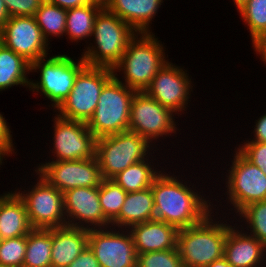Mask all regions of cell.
I'll use <instances>...</instances> for the list:
<instances>
[{"label": "cell", "mask_w": 266, "mask_h": 267, "mask_svg": "<svg viewBox=\"0 0 266 267\" xmlns=\"http://www.w3.org/2000/svg\"><path fill=\"white\" fill-rule=\"evenodd\" d=\"M158 39L153 32L136 33L121 60L112 68L114 76L137 92L145 91L159 70L170 60L165 53V43Z\"/></svg>", "instance_id": "obj_3"}, {"label": "cell", "mask_w": 266, "mask_h": 267, "mask_svg": "<svg viewBox=\"0 0 266 267\" xmlns=\"http://www.w3.org/2000/svg\"><path fill=\"white\" fill-rule=\"evenodd\" d=\"M176 116L170 109L160 105L144 91L136 92L131 102L128 131L146 138L153 146L160 149L161 145L158 148L155 143H159V141L164 143L162 142L163 138L177 137L178 131L180 132L178 121H175V118H178Z\"/></svg>", "instance_id": "obj_11"}, {"label": "cell", "mask_w": 266, "mask_h": 267, "mask_svg": "<svg viewBox=\"0 0 266 267\" xmlns=\"http://www.w3.org/2000/svg\"><path fill=\"white\" fill-rule=\"evenodd\" d=\"M127 196L113 179H103L99 186V202L104 216L112 222L120 213Z\"/></svg>", "instance_id": "obj_31"}, {"label": "cell", "mask_w": 266, "mask_h": 267, "mask_svg": "<svg viewBox=\"0 0 266 267\" xmlns=\"http://www.w3.org/2000/svg\"><path fill=\"white\" fill-rule=\"evenodd\" d=\"M1 43L30 64L48 56L51 48L34 16L9 17L1 27Z\"/></svg>", "instance_id": "obj_16"}, {"label": "cell", "mask_w": 266, "mask_h": 267, "mask_svg": "<svg viewBox=\"0 0 266 267\" xmlns=\"http://www.w3.org/2000/svg\"><path fill=\"white\" fill-rule=\"evenodd\" d=\"M0 112V160L4 163V159L16 154V149L13 143V133L10 129L9 123ZM11 154V155H10Z\"/></svg>", "instance_id": "obj_36"}, {"label": "cell", "mask_w": 266, "mask_h": 267, "mask_svg": "<svg viewBox=\"0 0 266 267\" xmlns=\"http://www.w3.org/2000/svg\"><path fill=\"white\" fill-rule=\"evenodd\" d=\"M216 207L217 205L213 204V210H216L217 215L212 211L198 224L178 230L177 249L183 267H206L223 257L227 231L234 224L235 219L232 217L228 219L226 211L224 213V210ZM219 210L222 211L220 213L222 216Z\"/></svg>", "instance_id": "obj_2"}, {"label": "cell", "mask_w": 266, "mask_h": 267, "mask_svg": "<svg viewBox=\"0 0 266 267\" xmlns=\"http://www.w3.org/2000/svg\"><path fill=\"white\" fill-rule=\"evenodd\" d=\"M137 91L113 76L103 87L87 126L96 138L128 131L131 102Z\"/></svg>", "instance_id": "obj_8"}, {"label": "cell", "mask_w": 266, "mask_h": 267, "mask_svg": "<svg viewBox=\"0 0 266 267\" xmlns=\"http://www.w3.org/2000/svg\"><path fill=\"white\" fill-rule=\"evenodd\" d=\"M231 165L226 170L224 181L225 197L228 216L232 213L233 218L247 205L266 201V175L256 165L250 162L236 147L232 153ZM227 188V189H226ZM230 204V205H229ZM228 206L230 209H228ZM233 211V212H232ZM232 212V213H231Z\"/></svg>", "instance_id": "obj_6"}, {"label": "cell", "mask_w": 266, "mask_h": 267, "mask_svg": "<svg viewBox=\"0 0 266 267\" xmlns=\"http://www.w3.org/2000/svg\"><path fill=\"white\" fill-rule=\"evenodd\" d=\"M88 246L101 267H137V253L128 229H90Z\"/></svg>", "instance_id": "obj_14"}, {"label": "cell", "mask_w": 266, "mask_h": 267, "mask_svg": "<svg viewBox=\"0 0 266 267\" xmlns=\"http://www.w3.org/2000/svg\"><path fill=\"white\" fill-rule=\"evenodd\" d=\"M137 267H183L178 249L137 254Z\"/></svg>", "instance_id": "obj_33"}, {"label": "cell", "mask_w": 266, "mask_h": 267, "mask_svg": "<svg viewBox=\"0 0 266 267\" xmlns=\"http://www.w3.org/2000/svg\"><path fill=\"white\" fill-rule=\"evenodd\" d=\"M3 191L0 195V239L28 235L33 229L24 201L15 191Z\"/></svg>", "instance_id": "obj_22"}, {"label": "cell", "mask_w": 266, "mask_h": 267, "mask_svg": "<svg viewBox=\"0 0 266 267\" xmlns=\"http://www.w3.org/2000/svg\"><path fill=\"white\" fill-rule=\"evenodd\" d=\"M146 138L131 131L96 139L95 156L103 179H113L132 164L148 159L158 152Z\"/></svg>", "instance_id": "obj_7"}, {"label": "cell", "mask_w": 266, "mask_h": 267, "mask_svg": "<svg viewBox=\"0 0 266 267\" xmlns=\"http://www.w3.org/2000/svg\"><path fill=\"white\" fill-rule=\"evenodd\" d=\"M9 18V15L6 11V6L3 0H0V27H2L5 21Z\"/></svg>", "instance_id": "obj_41"}, {"label": "cell", "mask_w": 266, "mask_h": 267, "mask_svg": "<svg viewBox=\"0 0 266 267\" xmlns=\"http://www.w3.org/2000/svg\"><path fill=\"white\" fill-rule=\"evenodd\" d=\"M74 59L61 53L46 56L31 64V73L40 74L37 80L31 78L29 91L45 96L53 112L69 96L77 74L86 66L82 56Z\"/></svg>", "instance_id": "obj_5"}, {"label": "cell", "mask_w": 266, "mask_h": 267, "mask_svg": "<svg viewBox=\"0 0 266 267\" xmlns=\"http://www.w3.org/2000/svg\"><path fill=\"white\" fill-rule=\"evenodd\" d=\"M4 163L0 160V168H1V165H3ZM1 170V169H0ZM1 172V171H0Z\"/></svg>", "instance_id": "obj_44"}, {"label": "cell", "mask_w": 266, "mask_h": 267, "mask_svg": "<svg viewBox=\"0 0 266 267\" xmlns=\"http://www.w3.org/2000/svg\"><path fill=\"white\" fill-rule=\"evenodd\" d=\"M236 148L254 165L262 169L266 175V143L243 141Z\"/></svg>", "instance_id": "obj_34"}, {"label": "cell", "mask_w": 266, "mask_h": 267, "mask_svg": "<svg viewBox=\"0 0 266 267\" xmlns=\"http://www.w3.org/2000/svg\"><path fill=\"white\" fill-rule=\"evenodd\" d=\"M0 43H1V27H0Z\"/></svg>", "instance_id": "obj_45"}, {"label": "cell", "mask_w": 266, "mask_h": 267, "mask_svg": "<svg viewBox=\"0 0 266 267\" xmlns=\"http://www.w3.org/2000/svg\"><path fill=\"white\" fill-rule=\"evenodd\" d=\"M67 267H101L89 246Z\"/></svg>", "instance_id": "obj_37"}, {"label": "cell", "mask_w": 266, "mask_h": 267, "mask_svg": "<svg viewBox=\"0 0 266 267\" xmlns=\"http://www.w3.org/2000/svg\"><path fill=\"white\" fill-rule=\"evenodd\" d=\"M27 235L0 240V263L6 267H23Z\"/></svg>", "instance_id": "obj_32"}, {"label": "cell", "mask_w": 266, "mask_h": 267, "mask_svg": "<svg viewBox=\"0 0 266 267\" xmlns=\"http://www.w3.org/2000/svg\"><path fill=\"white\" fill-rule=\"evenodd\" d=\"M136 33L128 23L104 7L95 18L92 38L82 49L81 56L87 66L113 68Z\"/></svg>", "instance_id": "obj_4"}, {"label": "cell", "mask_w": 266, "mask_h": 267, "mask_svg": "<svg viewBox=\"0 0 266 267\" xmlns=\"http://www.w3.org/2000/svg\"><path fill=\"white\" fill-rule=\"evenodd\" d=\"M113 76L112 68L86 65L77 74L69 96L53 113L65 119L88 123L104 85Z\"/></svg>", "instance_id": "obj_9"}, {"label": "cell", "mask_w": 266, "mask_h": 267, "mask_svg": "<svg viewBox=\"0 0 266 267\" xmlns=\"http://www.w3.org/2000/svg\"><path fill=\"white\" fill-rule=\"evenodd\" d=\"M184 68V66H177L171 61L166 62L144 91L178 117L188 113V103H191V94L194 92L192 76Z\"/></svg>", "instance_id": "obj_12"}, {"label": "cell", "mask_w": 266, "mask_h": 267, "mask_svg": "<svg viewBox=\"0 0 266 267\" xmlns=\"http://www.w3.org/2000/svg\"><path fill=\"white\" fill-rule=\"evenodd\" d=\"M234 219L235 222H239L237 225L246 229L244 230L246 233L256 237L266 246V201H257L247 205ZM243 225L246 227L244 228Z\"/></svg>", "instance_id": "obj_29"}, {"label": "cell", "mask_w": 266, "mask_h": 267, "mask_svg": "<svg viewBox=\"0 0 266 267\" xmlns=\"http://www.w3.org/2000/svg\"><path fill=\"white\" fill-rule=\"evenodd\" d=\"M254 130L251 132V138H246L244 141H254L266 143V113L255 120ZM253 137V138H252Z\"/></svg>", "instance_id": "obj_38"}, {"label": "cell", "mask_w": 266, "mask_h": 267, "mask_svg": "<svg viewBox=\"0 0 266 267\" xmlns=\"http://www.w3.org/2000/svg\"><path fill=\"white\" fill-rule=\"evenodd\" d=\"M67 10L44 1L34 14L44 39L50 45L52 37L63 38L66 29Z\"/></svg>", "instance_id": "obj_28"}, {"label": "cell", "mask_w": 266, "mask_h": 267, "mask_svg": "<svg viewBox=\"0 0 266 267\" xmlns=\"http://www.w3.org/2000/svg\"><path fill=\"white\" fill-rule=\"evenodd\" d=\"M239 12L252 44L266 32V0H249Z\"/></svg>", "instance_id": "obj_30"}, {"label": "cell", "mask_w": 266, "mask_h": 267, "mask_svg": "<svg viewBox=\"0 0 266 267\" xmlns=\"http://www.w3.org/2000/svg\"><path fill=\"white\" fill-rule=\"evenodd\" d=\"M132 234L137 254L177 248L178 229L160 220H150L132 225Z\"/></svg>", "instance_id": "obj_19"}, {"label": "cell", "mask_w": 266, "mask_h": 267, "mask_svg": "<svg viewBox=\"0 0 266 267\" xmlns=\"http://www.w3.org/2000/svg\"><path fill=\"white\" fill-rule=\"evenodd\" d=\"M67 225L85 229L111 226L99 202V187H77L63 192Z\"/></svg>", "instance_id": "obj_17"}, {"label": "cell", "mask_w": 266, "mask_h": 267, "mask_svg": "<svg viewBox=\"0 0 266 267\" xmlns=\"http://www.w3.org/2000/svg\"><path fill=\"white\" fill-rule=\"evenodd\" d=\"M51 235V267H67L88 246L89 230L85 228H51Z\"/></svg>", "instance_id": "obj_21"}, {"label": "cell", "mask_w": 266, "mask_h": 267, "mask_svg": "<svg viewBox=\"0 0 266 267\" xmlns=\"http://www.w3.org/2000/svg\"><path fill=\"white\" fill-rule=\"evenodd\" d=\"M45 1L68 10L84 6L90 3L92 0H45Z\"/></svg>", "instance_id": "obj_39"}, {"label": "cell", "mask_w": 266, "mask_h": 267, "mask_svg": "<svg viewBox=\"0 0 266 267\" xmlns=\"http://www.w3.org/2000/svg\"><path fill=\"white\" fill-rule=\"evenodd\" d=\"M206 267H233L228 261L222 257L218 260L213 261L211 264H209Z\"/></svg>", "instance_id": "obj_42"}, {"label": "cell", "mask_w": 266, "mask_h": 267, "mask_svg": "<svg viewBox=\"0 0 266 267\" xmlns=\"http://www.w3.org/2000/svg\"><path fill=\"white\" fill-rule=\"evenodd\" d=\"M249 0H233L234 6L237 8L238 11L240 8H242Z\"/></svg>", "instance_id": "obj_43"}, {"label": "cell", "mask_w": 266, "mask_h": 267, "mask_svg": "<svg viewBox=\"0 0 266 267\" xmlns=\"http://www.w3.org/2000/svg\"><path fill=\"white\" fill-rule=\"evenodd\" d=\"M103 8V2L92 0L84 6L68 9L64 35L66 36V39L74 44L81 43L83 40L87 47L89 39H91L93 34L95 18Z\"/></svg>", "instance_id": "obj_24"}, {"label": "cell", "mask_w": 266, "mask_h": 267, "mask_svg": "<svg viewBox=\"0 0 266 267\" xmlns=\"http://www.w3.org/2000/svg\"><path fill=\"white\" fill-rule=\"evenodd\" d=\"M52 144L53 156L48 161L84 160L95 157L96 137L87 123L69 120L53 114ZM54 133V134H53Z\"/></svg>", "instance_id": "obj_13"}, {"label": "cell", "mask_w": 266, "mask_h": 267, "mask_svg": "<svg viewBox=\"0 0 266 267\" xmlns=\"http://www.w3.org/2000/svg\"><path fill=\"white\" fill-rule=\"evenodd\" d=\"M45 161L36 164L34 170L62 193L77 187H99L102 183L96 156L84 160Z\"/></svg>", "instance_id": "obj_15"}, {"label": "cell", "mask_w": 266, "mask_h": 267, "mask_svg": "<svg viewBox=\"0 0 266 267\" xmlns=\"http://www.w3.org/2000/svg\"><path fill=\"white\" fill-rule=\"evenodd\" d=\"M154 154L155 152L153 151V155L148 159L130 165L117 174L113 180L127 193L141 191L151 187L154 179L165 168L160 166L165 161L161 163L157 162L158 164H155L154 161H157V155Z\"/></svg>", "instance_id": "obj_25"}, {"label": "cell", "mask_w": 266, "mask_h": 267, "mask_svg": "<svg viewBox=\"0 0 266 267\" xmlns=\"http://www.w3.org/2000/svg\"><path fill=\"white\" fill-rule=\"evenodd\" d=\"M32 175L37 176V179L35 178V183H31L33 184L31 187L28 186L29 189L27 187L25 190L22 186L20 189L15 188L16 190H14L24 201L32 228L51 229L66 226L63 193L52 186L36 170H33Z\"/></svg>", "instance_id": "obj_10"}, {"label": "cell", "mask_w": 266, "mask_h": 267, "mask_svg": "<svg viewBox=\"0 0 266 267\" xmlns=\"http://www.w3.org/2000/svg\"><path fill=\"white\" fill-rule=\"evenodd\" d=\"M223 257L233 267H266V246L235 222L227 231Z\"/></svg>", "instance_id": "obj_18"}, {"label": "cell", "mask_w": 266, "mask_h": 267, "mask_svg": "<svg viewBox=\"0 0 266 267\" xmlns=\"http://www.w3.org/2000/svg\"><path fill=\"white\" fill-rule=\"evenodd\" d=\"M31 64L0 43V92L14 86L30 87ZM28 74V75H27Z\"/></svg>", "instance_id": "obj_26"}, {"label": "cell", "mask_w": 266, "mask_h": 267, "mask_svg": "<svg viewBox=\"0 0 266 267\" xmlns=\"http://www.w3.org/2000/svg\"><path fill=\"white\" fill-rule=\"evenodd\" d=\"M51 229H32L27 235L23 267H51Z\"/></svg>", "instance_id": "obj_27"}, {"label": "cell", "mask_w": 266, "mask_h": 267, "mask_svg": "<svg viewBox=\"0 0 266 267\" xmlns=\"http://www.w3.org/2000/svg\"><path fill=\"white\" fill-rule=\"evenodd\" d=\"M172 173L171 171L167 172L166 165V169H163L152 183L155 219L171 224L180 230L204 220L214 211L213 203L218 200L212 199L213 194L211 195V193L214 192L211 191L206 196L203 193L206 191H203V188L202 190L198 189L194 183L191 184L187 177L183 175L176 176L174 171ZM210 195L212 202L209 198Z\"/></svg>", "instance_id": "obj_1"}, {"label": "cell", "mask_w": 266, "mask_h": 267, "mask_svg": "<svg viewBox=\"0 0 266 267\" xmlns=\"http://www.w3.org/2000/svg\"><path fill=\"white\" fill-rule=\"evenodd\" d=\"M155 219L154 195L151 187L127 193L119 215L111 222L115 228L129 229L132 225Z\"/></svg>", "instance_id": "obj_23"}, {"label": "cell", "mask_w": 266, "mask_h": 267, "mask_svg": "<svg viewBox=\"0 0 266 267\" xmlns=\"http://www.w3.org/2000/svg\"><path fill=\"white\" fill-rule=\"evenodd\" d=\"M9 17L34 16L45 0H3Z\"/></svg>", "instance_id": "obj_35"}, {"label": "cell", "mask_w": 266, "mask_h": 267, "mask_svg": "<svg viewBox=\"0 0 266 267\" xmlns=\"http://www.w3.org/2000/svg\"><path fill=\"white\" fill-rule=\"evenodd\" d=\"M163 3L164 0H106L104 7L137 33H150L152 21Z\"/></svg>", "instance_id": "obj_20"}, {"label": "cell", "mask_w": 266, "mask_h": 267, "mask_svg": "<svg viewBox=\"0 0 266 267\" xmlns=\"http://www.w3.org/2000/svg\"><path fill=\"white\" fill-rule=\"evenodd\" d=\"M251 45L256 56H260V60L263 61L266 66V32Z\"/></svg>", "instance_id": "obj_40"}]
</instances>
